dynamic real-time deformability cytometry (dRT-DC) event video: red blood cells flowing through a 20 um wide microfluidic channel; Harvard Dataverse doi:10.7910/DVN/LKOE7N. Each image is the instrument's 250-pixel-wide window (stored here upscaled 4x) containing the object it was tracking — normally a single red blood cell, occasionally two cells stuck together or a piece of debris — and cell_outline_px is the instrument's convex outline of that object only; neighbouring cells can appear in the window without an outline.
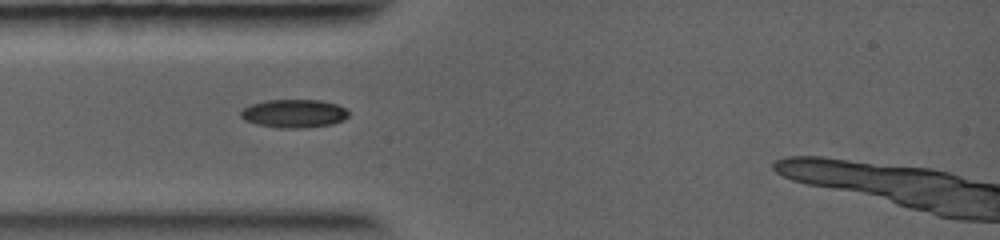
{"species": "common noctule bat (a hibernating species)", "species_latin": "Nyctalus noctula", "temperature_condition": "warm", "stored_images_in_passage": 22, "camera_frame_rate_fps": 5000, "um_per_image_px": 0.085, "animal": {"sex": "female", "body_mass_g": 19.0, "forearm_length_mm": 56.7}, "frame": {"image": 1, "passage_image": 1, "time_ms": 0.0, "image_size_px": [1000, 240], "cell_outline_px": [[348, 116], [344, 120], [332, 124], [308, 128], [276, 128], [256, 124], [244, 120], [240, 116], [240, 112], [248, 104], [264, 100], [320, 100], [336, 104], [344, 108], [348, 112]], "centroid_in_image_um": [24.95, 9.65], "position_along_channel_um": 60.0, "area_um2": 18.03}}
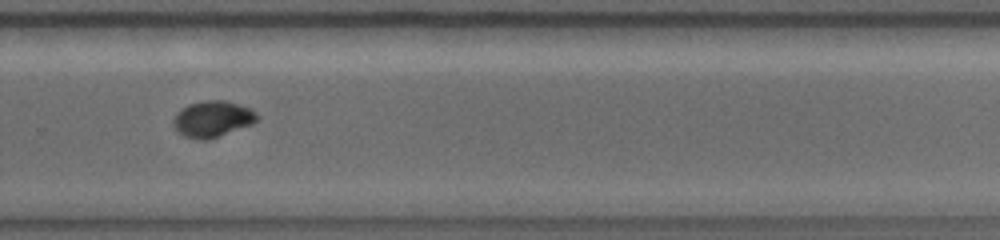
{"frame": {"image": 2, "passage_image": 14, "time_ms": 5.2, "image_size_px": [1000, 240], "cell_outline_px": [[260, 120], [252, 124], [208, 140], [200, 140], [184, 136], [172, 124], [172, 120], [176, 112], [180, 108], [188, 104], [204, 100], [224, 100], [248, 108], [256, 112], [260, 116]], "centroid_in_image_um": [18.06, 10.11], "position_along_channel_um": 311.7, "area_um2": 17.74}}
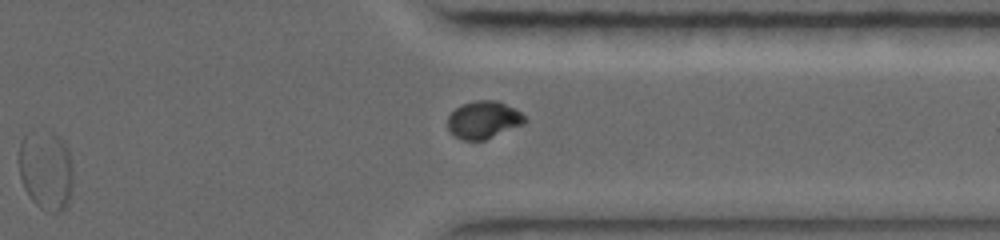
{"frame": {"image": 3, "passage_image": 17, "time_ms": 6.4, "image_size_px": [1000, 240], "cell_outline_px": [[72, 188], [68, 204], [60, 212], [52, 212], [40, 208], [32, 200], [24, 188], [20, 176], [20, 140], [24, 136], [56, 136], [68, 148], [72, 168]], "centroid_in_image_um": [3.93, 14.59], "position_along_channel_um": 407.5, "area_um2": 24.1}}